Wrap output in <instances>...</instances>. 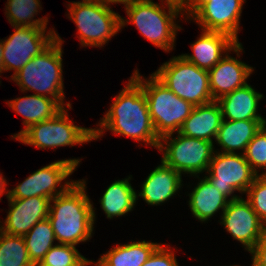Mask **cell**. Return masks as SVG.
Segmentation results:
<instances>
[{"mask_svg":"<svg viewBox=\"0 0 266 266\" xmlns=\"http://www.w3.org/2000/svg\"><path fill=\"white\" fill-rule=\"evenodd\" d=\"M12 27L14 32L3 40V68L14 71L11 78L56 39L54 27L49 31L47 27Z\"/></svg>","mask_w":266,"mask_h":266,"instance_id":"7c38bea8","label":"cell"},{"mask_svg":"<svg viewBox=\"0 0 266 266\" xmlns=\"http://www.w3.org/2000/svg\"><path fill=\"white\" fill-rule=\"evenodd\" d=\"M86 179L76 180L50 200L48 220L57 244L77 246L93 236L96 208L86 192Z\"/></svg>","mask_w":266,"mask_h":266,"instance_id":"7a4b0ae2","label":"cell"},{"mask_svg":"<svg viewBox=\"0 0 266 266\" xmlns=\"http://www.w3.org/2000/svg\"><path fill=\"white\" fill-rule=\"evenodd\" d=\"M7 185H9V184H8L6 178L3 177L2 174L0 173V200H2L1 196L7 195Z\"/></svg>","mask_w":266,"mask_h":266,"instance_id":"e575fe53","label":"cell"},{"mask_svg":"<svg viewBox=\"0 0 266 266\" xmlns=\"http://www.w3.org/2000/svg\"><path fill=\"white\" fill-rule=\"evenodd\" d=\"M164 135L160 138L158 150L161 160L181 175L200 176L206 173L215 153L214 142L184 136L179 132ZM174 137V138H173Z\"/></svg>","mask_w":266,"mask_h":266,"instance_id":"9c48e42d","label":"cell"},{"mask_svg":"<svg viewBox=\"0 0 266 266\" xmlns=\"http://www.w3.org/2000/svg\"><path fill=\"white\" fill-rule=\"evenodd\" d=\"M151 241H131L127 244H116L108 252L91 262L93 266H142L160 246Z\"/></svg>","mask_w":266,"mask_h":266,"instance_id":"cb8c5ba5","label":"cell"},{"mask_svg":"<svg viewBox=\"0 0 266 266\" xmlns=\"http://www.w3.org/2000/svg\"><path fill=\"white\" fill-rule=\"evenodd\" d=\"M112 101L97 129L93 128L94 141L109 130L112 134L129 137L158 150L160 137L154 129L142 87L130 76Z\"/></svg>","mask_w":266,"mask_h":266,"instance_id":"6da1fadb","label":"cell"},{"mask_svg":"<svg viewBox=\"0 0 266 266\" xmlns=\"http://www.w3.org/2000/svg\"><path fill=\"white\" fill-rule=\"evenodd\" d=\"M160 161L141 184L140 192L136 193L137 200L141 197L151 206L163 205L183 188L182 175Z\"/></svg>","mask_w":266,"mask_h":266,"instance_id":"ac0fdd59","label":"cell"},{"mask_svg":"<svg viewBox=\"0 0 266 266\" xmlns=\"http://www.w3.org/2000/svg\"><path fill=\"white\" fill-rule=\"evenodd\" d=\"M146 95L148 110L157 135L161 138L179 132L194 106L175 95L153 73L146 78L136 69L131 76Z\"/></svg>","mask_w":266,"mask_h":266,"instance_id":"5b68a950","label":"cell"},{"mask_svg":"<svg viewBox=\"0 0 266 266\" xmlns=\"http://www.w3.org/2000/svg\"><path fill=\"white\" fill-rule=\"evenodd\" d=\"M6 104L23 117L24 129L11 135L15 140L31 125L54 117L64 108L57 100L36 94L8 100Z\"/></svg>","mask_w":266,"mask_h":266,"instance_id":"ffe728a7","label":"cell"},{"mask_svg":"<svg viewBox=\"0 0 266 266\" xmlns=\"http://www.w3.org/2000/svg\"><path fill=\"white\" fill-rule=\"evenodd\" d=\"M63 43L56 31V39L10 78L23 94L32 91L57 100L63 107L72 105L70 101L64 102Z\"/></svg>","mask_w":266,"mask_h":266,"instance_id":"277c9868","label":"cell"},{"mask_svg":"<svg viewBox=\"0 0 266 266\" xmlns=\"http://www.w3.org/2000/svg\"><path fill=\"white\" fill-rule=\"evenodd\" d=\"M153 74L175 95L193 106L213 101L208 71L200 69L180 55L162 63Z\"/></svg>","mask_w":266,"mask_h":266,"instance_id":"ba28073f","label":"cell"},{"mask_svg":"<svg viewBox=\"0 0 266 266\" xmlns=\"http://www.w3.org/2000/svg\"><path fill=\"white\" fill-rule=\"evenodd\" d=\"M131 179L132 175L122 180L118 179L103 193L99 202L108 219L125 216L133 211L137 202V192L130 183Z\"/></svg>","mask_w":266,"mask_h":266,"instance_id":"d4e9b609","label":"cell"},{"mask_svg":"<svg viewBox=\"0 0 266 266\" xmlns=\"http://www.w3.org/2000/svg\"><path fill=\"white\" fill-rule=\"evenodd\" d=\"M169 244H161L142 266H179L175 251Z\"/></svg>","mask_w":266,"mask_h":266,"instance_id":"1f68e13d","label":"cell"},{"mask_svg":"<svg viewBox=\"0 0 266 266\" xmlns=\"http://www.w3.org/2000/svg\"><path fill=\"white\" fill-rule=\"evenodd\" d=\"M3 72H5L3 68V39H0V78ZM0 84H1V81H0Z\"/></svg>","mask_w":266,"mask_h":266,"instance_id":"8d00e7d4","label":"cell"},{"mask_svg":"<svg viewBox=\"0 0 266 266\" xmlns=\"http://www.w3.org/2000/svg\"><path fill=\"white\" fill-rule=\"evenodd\" d=\"M243 155L258 176L266 175V125L248 143ZM260 169L261 174L259 173Z\"/></svg>","mask_w":266,"mask_h":266,"instance_id":"f546056e","label":"cell"},{"mask_svg":"<svg viewBox=\"0 0 266 266\" xmlns=\"http://www.w3.org/2000/svg\"><path fill=\"white\" fill-rule=\"evenodd\" d=\"M102 1H104L108 5H113V4L119 3V4H123L125 6V5H128L129 3L134 2L135 0H102Z\"/></svg>","mask_w":266,"mask_h":266,"instance_id":"d590c367","label":"cell"},{"mask_svg":"<svg viewBox=\"0 0 266 266\" xmlns=\"http://www.w3.org/2000/svg\"><path fill=\"white\" fill-rule=\"evenodd\" d=\"M245 194L246 200L266 226V175L257 176Z\"/></svg>","mask_w":266,"mask_h":266,"instance_id":"4dcf8cb0","label":"cell"},{"mask_svg":"<svg viewBox=\"0 0 266 266\" xmlns=\"http://www.w3.org/2000/svg\"><path fill=\"white\" fill-rule=\"evenodd\" d=\"M76 247L55 244L36 266H91L92 260L81 255Z\"/></svg>","mask_w":266,"mask_h":266,"instance_id":"f1b7e54d","label":"cell"},{"mask_svg":"<svg viewBox=\"0 0 266 266\" xmlns=\"http://www.w3.org/2000/svg\"><path fill=\"white\" fill-rule=\"evenodd\" d=\"M266 125V120H224L218 130L215 142L220 147L217 152L243 154L246 146Z\"/></svg>","mask_w":266,"mask_h":266,"instance_id":"44dd1931","label":"cell"},{"mask_svg":"<svg viewBox=\"0 0 266 266\" xmlns=\"http://www.w3.org/2000/svg\"><path fill=\"white\" fill-rule=\"evenodd\" d=\"M200 36L190 44L191 54H181L186 61L200 69L211 70L238 42L223 32L201 30Z\"/></svg>","mask_w":266,"mask_h":266,"instance_id":"e0dca14e","label":"cell"},{"mask_svg":"<svg viewBox=\"0 0 266 266\" xmlns=\"http://www.w3.org/2000/svg\"><path fill=\"white\" fill-rule=\"evenodd\" d=\"M251 256V266H266V234L249 252Z\"/></svg>","mask_w":266,"mask_h":266,"instance_id":"d6a6232c","label":"cell"},{"mask_svg":"<svg viewBox=\"0 0 266 266\" xmlns=\"http://www.w3.org/2000/svg\"><path fill=\"white\" fill-rule=\"evenodd\" d=\"M69 20L76 24L80 47H104L121 30V15L102 0L69 2Z\"/></svg>","mask_w":266,"mask_h":266,"instance_id":"8992f818","label":"cell"},{"mask_svg":"<svg viewBox=\"0 0 266 266\" xmlns=\"http://www.w3.org/2000/svg\"><path fill=\"white\" fill-rule=\"evenodd\" d=\"M209 1L211 0H181L179 4L183 18L189 20L204 4Z\"/></svg>","mask_w":266,"mask_h":266,"instance_id":"836d02e7","label":"cell"},{"mask_svg":"<svg viewBox=\"0 0 266 266\" xmlns=\"http://www.w3.org/2000/svg\"><path fill=\"white\" fill-rule=\"evenodd\" d=\"M231 52L240 58L243 45L238 42L211 70L209 73V88L213 101L245 86L247 79L254 72L253 66L232 57ZM230 53V54H229Z\"/></svg>","mask_w":266,"mask_h":266,"instance_id":"5bb4252c","label":"cell"},{"mask_svg":"<svg viewBox=\"0 0 266 266\" xmlns=\"http://www.w3.org/2000/svg\"><path fill=\"white\" fill-rule=\"evenodd\" d=\"M264 94L257 92L250 84L230 92L217 100L224 120H266L258 113L259 102Z\"/></svg>","mask_w":266,"mask_h":266,"instance_id":"d6986e66","label":"cell"},{"mask_svg":"<svg viewBox=\"0 0 266 266\" xmlns=\"http://www.w3.org/2000/svg\"><path fill=\"white\" fill-rule=\"evenodd\" d=\"M222 121V111L217 101L194 106L179 133L184 136L214 142Z\"/></svg>","mask_w":266,"mask_h":266,"instance_id":"7402d4cb","label":"cell"},{"mask_svg":"<svg viewBox=\"0 0 266 266\" xmlns=\"http://www.w3.org/2000/svg\"><path fill=\"white\" fill-rule=\"evenodd\" d=\"M68 109H72V106L64 107L50 119L31 125L16 141L41 150L74 147L76 144L81 146L93 141V128L74 125Z\"/></svg>","mask_w":266,"mask_h":266,"instance_id":"52a82bcc","label":"cell"},{"mask_svg":"<svg viewBox=\"0 0 266 266\" xmlns=\"http://www.w3.org/2000/svg\"><path fill=\"white\" fill-rule=\"evenodd\" d=\"M0 266H35L29 258L23 236L0 230Z\"/></svg>","mask_w":266,"mask_h":266,"instance_id":"83f0119b","label":"cell"},{"mask_svg":"<svg viewBox=\"0 0 266 266\" xmlns=\"http://www.w3.org/2000/svg\"><path fill=\"white\" fill-rule=\"evenodd\" d=\"M6 198L9 209L5 220L0 221V230L6 234L24 236L36 223L47 219L49 215V198L36 196L13 199L8 194Z\"/></svg>","mask_w":266,"mask_h":266,"instance_id":"2e32d148","label":"cell"},{"mask_svg":"<svg viewBox=\"0 0 266 266\" xmlns=\"http://www.w3.org/2000/svg\"><path fill=\"white\" fill-rule=\"evenodd\" d=\"M81 160L72 158L54 161L31 173L15 188L7 189V194L13 199L40 196L51 200L64 193L76 181H70L68 177L78 168Z\"/></svg>","mask_w":266,"mask_h":266,"instance_id":"30bf717a","label":"cell"},{"mask_svg":"<svg viewBox=\"0 0 266 266\" xmlns=\"http://www.w3.org/2000/svg\"><path fill=\"white\" fill-rule=\"evenodd\" d=\"M208 173V174H207ZM207 174V176H206ZM205 178L229 201L241 198L254 179L258 176L251 168L243 154L215 151L210 161Z\"/></svg>","mask_w":266,"mask_h":266,"instance_id":"8fae6325","label":"cell"},{"mask_svg":"<svg viewBox=\"0 0 266 266\" xmlns=\"http://www.w3.org/2000/svg\"><path fill=\"white\" fill-rule=\"evenodd\" d=\"M160 3L153 0L129 3L125 5L128 19L121 16L120 23L121 29L128 24L135 25L146 40L167 53L175 47L177 33L182 30L176 20L183 15L178 1L160 0Z\"/></svg>","mask_w":266,"mask_h":266,"instance_id":"3957f363","label":"cell"},{"mask_svg":"<svg viewBox=\"0 0 266 266\" xmlns=\"http://www.w3.org/2000/svg\"><path fill=\"white\" fill-rule=\"evenodd\" d=\"M40 10V0H7L5 4L6 19L11 26L47 27L50 18L43 16L36 19Z\"/></svg>","mask_w":266,"mask_h":266,"instance_id":"484cf974","label":"cell"},{"mask_svg":"<svg viewBox=\"0 0 266 266\" xmlns=\"http://www.w3.org/2000/svg\"><path fill=\"white\" fill-rule=\"evenodd\" d=\"M246 0H211L191 18L201 30L223 32L239 42L240 19Z\"/></svg>","mask_w":266,"mask_h":266,"instance_id":"9a60e30c","label":"cell"},{"mask_svg":"<svg viewBox=\"0 0 266 266\" xmlns=\"http://www.w3.org/2000/svg\"><path fill=\"white\" fill-rule=\"evenodd\" d=\"M220 217L219 223L247 252L266 234V226L244 197L229 201Z\"/></svg>","mask_w":266,"mask_h":266,"instance_id":"4fadbf2b","label":"cell"},{"mask_svg":"<svg viewBox=\"0 0 266 266\" xmlns=\"http://www.w3.org/2000/svg\"><path fill=\"white\" fill-rule=\"evenodd\" d=\"M28 255L32 263L36 266L44 258L45 254L57 244L54 230L47 219L36 223L31 230L23 236Z\"/></svg>","mask_w":266,"mask_h":266,"instance_id":"4316f807","label":"cell"},{"mask_svg":"<svg viewBox=\"0 0 266 266\" xmlns=\"http://www.w3.org/2000/svg\"><path fill=\"white\" fill-rule=\"evenodd\" d=\"M194 178L199 180L192 191L188 193V206L193 217L205 223L219 210L223 213L229 200L220 191L216 190L205 177L194 176Z\"/></svg>","mask_w":266,"mask_h":266,"instance_id":"603a6c76","label":"cell"}]
</instances>
